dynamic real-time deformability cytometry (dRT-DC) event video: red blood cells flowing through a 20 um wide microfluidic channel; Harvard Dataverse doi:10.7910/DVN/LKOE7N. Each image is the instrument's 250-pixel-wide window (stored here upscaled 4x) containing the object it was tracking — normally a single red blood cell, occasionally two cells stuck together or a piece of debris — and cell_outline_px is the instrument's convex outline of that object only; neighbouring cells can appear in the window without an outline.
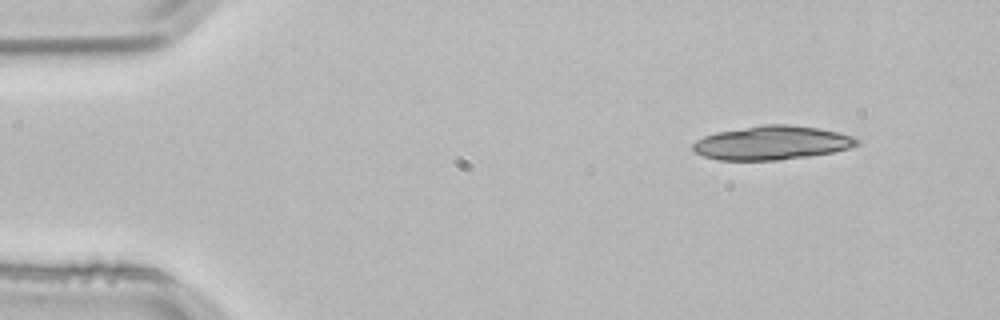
{"species": "common noctule bat (a hibernating species)", "species_latin": "Nyctalus noctula", "temperature_condition": "room temperature", "stored_images_in_passage": 3, "camera_frame_rate_fps": 3000, "um_per_image_px": 0.085, "animal": {"sex": "male", "body_mass_g": 21.5, "forearm_length_mm": 52.0}, "frame": {"image": 1, "passage_image": 1, "time_ms": 0.0, "image_size_px": [1000, 320], "cell_outline_px": [[860, 144], [848, 148], [832, 152], [808, 156], [780, 160], [716, 160], [692, 152], [692, 144], [696, 140], [704, 136], [716, 132], [764, 124], [788, 124], [820, 128], [856, 136], [860, 140]], "centroid_in_image_um": [65.61, 12.14], "position_along_channel_um": 19.4, "area_um2": 32.66}}